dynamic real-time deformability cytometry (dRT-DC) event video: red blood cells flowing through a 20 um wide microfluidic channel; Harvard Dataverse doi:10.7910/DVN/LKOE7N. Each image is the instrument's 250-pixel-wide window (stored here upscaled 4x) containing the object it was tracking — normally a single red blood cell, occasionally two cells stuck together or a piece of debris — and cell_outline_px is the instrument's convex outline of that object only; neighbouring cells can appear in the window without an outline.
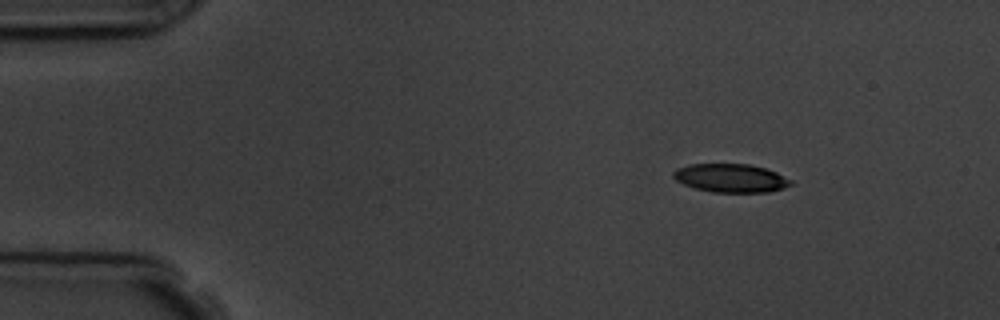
{"species": "common noctule bat (a hibernating species)", "species_latin": "Nyctalus noctula", "temperature_condition": "room temperature", "stored_images_in_passage": 4, "camera_frame_rate_fps": 3000, "um_per_image_px": 0.085, "animal": {"sex": "male", "body_mass_g": 19.5, "forearm_length_mm": 54.6}, "frame": {"image": 1, "passage_image": 2, "time_ms": 1.0, "image_size_px": [1000, 320], "cell_outline_px": [[792, 184], [784, 188], [768, 192], [712, 192], [696, 188], [684, 184], [676, 180], [672, 176], [672, 172], [676, 168], [688, 164], [748, 164], [764, 168], [776, 172], [792, 180]], "centroid_in_image_um": [62.1, 15.13], "position_along_channel_um": 22.9, "area_um2": 19.48}}